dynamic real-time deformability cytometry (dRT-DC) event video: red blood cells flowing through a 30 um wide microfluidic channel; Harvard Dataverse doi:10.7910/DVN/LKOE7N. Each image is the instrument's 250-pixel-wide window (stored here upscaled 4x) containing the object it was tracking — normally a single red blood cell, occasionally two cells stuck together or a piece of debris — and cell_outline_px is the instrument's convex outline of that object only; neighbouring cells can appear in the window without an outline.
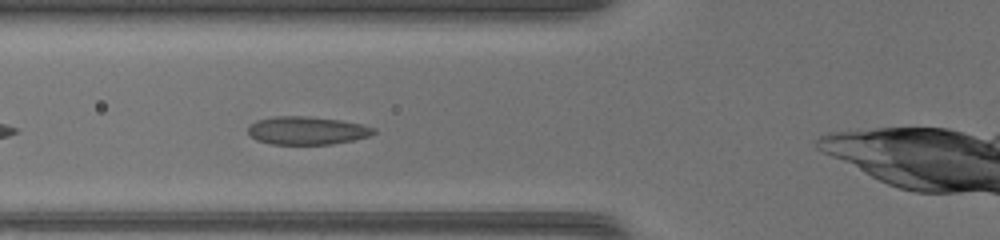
{"species": "common noctule bat (a hibernating species)", "species_latin": "Nyctalus noctula", "temperature_condition": "warm", "stored_images_in_passage": 14, "camera_frame_rate_fps": 3000, "um_per_image_px": 0.085, "animal": {"sex": "female", "body_mass_g": 17.0, "forearm_length_mm": 48.0}, "frame": {"image": 1, "passage_image": 5, "time_ms": 1.333, "image_size_px": [1000, 240], "cell_outline_px": [[376, 132], [368, 136], [352, 140], [332, 144], [272, 144], [256, 140], [248, 132], [248, 124], [256, 120], [272, 116], [308, 116], [340, 120], [364, 124], [376, 128]], "centroid_in_image_um": [26.08, 11.08], "position_along_channel_um": 99.7, "area_um2": 20.69}}
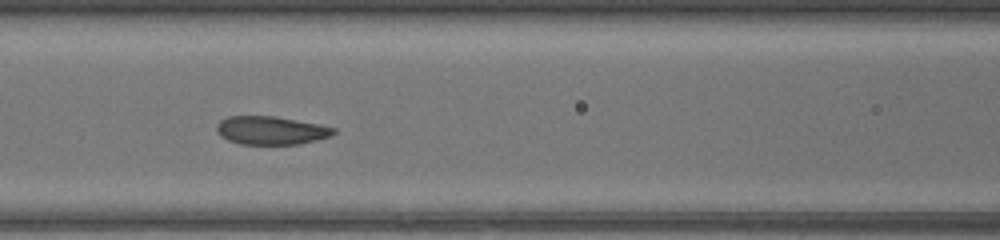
{"frame": {"image": 2, "passage_image": 8, "time_ms": 2.333, "image_size_px": [1000, 240], "cell_outline_px": [[336, 132], [332, 136], [300, 144], [240, 144], [228, 140], [220, 136], [216, 128], [216, 124], [220, 120], [228, 116], [276, 116], [320, 124], [336, 128]], "centroid_in_image_um": [23.05, 11.08], "position_along_channel_um": 143.6, "area_um2": 19.48}}